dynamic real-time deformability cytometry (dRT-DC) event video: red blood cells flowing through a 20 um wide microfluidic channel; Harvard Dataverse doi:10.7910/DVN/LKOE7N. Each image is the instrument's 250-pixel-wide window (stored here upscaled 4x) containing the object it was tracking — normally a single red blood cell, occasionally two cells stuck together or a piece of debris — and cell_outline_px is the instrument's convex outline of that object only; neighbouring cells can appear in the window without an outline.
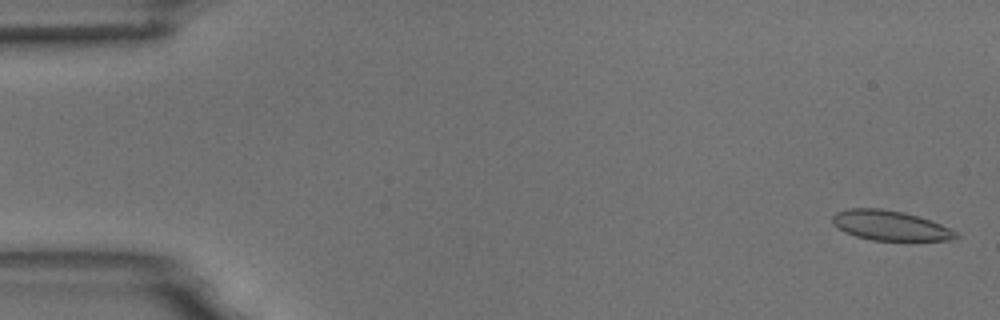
{"species": "common noctule bat (a hibernating species)", "species_latin": "Nyctalus noctula", "temperature_condition": "room temperature", "stored_images_in_passage": 4, "segment_of_instrument_passage": [2, 2], "camera_frame_rate_fps": 3000, "um_per_image_px": 0.085, "animal": {"sex": "male", "body_mass_g": 18.8}, "frame": {"image": 1, "passage_image": 4, "time_ms": 3.333, "image_size_px": [1000, 320], "cell_outline_px": [[960, 236], [948, 240], [872, 240], [856, 236], [844, 232], [832, 224], [832, 216], [836, 212], [848, 208], [880, 208], [904, 212], [940, 224], [956, 232]], "centroid_in_image_um": [75.59, 19.16], "position_along_channel_um": 9.4, "area_um2": 21.27}}